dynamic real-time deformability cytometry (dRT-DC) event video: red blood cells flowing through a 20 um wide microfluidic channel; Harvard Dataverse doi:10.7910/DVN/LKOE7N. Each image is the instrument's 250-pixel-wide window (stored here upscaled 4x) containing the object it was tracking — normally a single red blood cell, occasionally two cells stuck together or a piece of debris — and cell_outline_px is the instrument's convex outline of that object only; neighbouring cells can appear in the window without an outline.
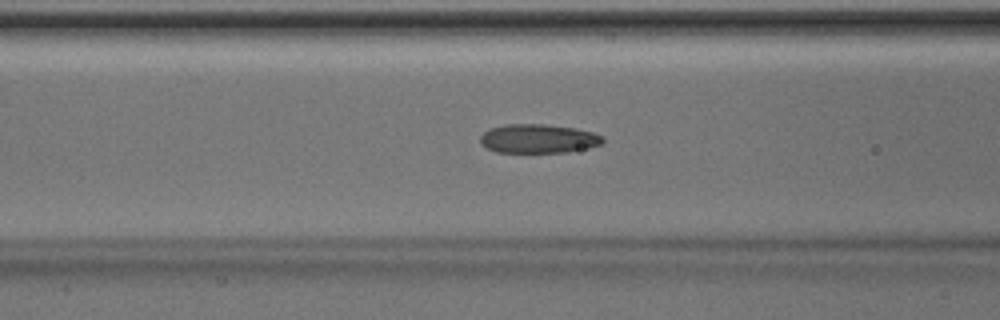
{"species": "Egyptian fruit bat (a non-hibernating species)", "species_latin": "Rousettus aegyptiacus", "temperature_condition": "room temperature", "stored_images_in_passage": 40, "camera_frame_rate_fps": 3000, "um_per_image_px": 0.085, "animal": {"sex": "male"}, "frame": {"image": 1, "passage_image": 19, "time_ms": 6.0, "image_size_px": [1000, 320], "cell_outline_px": [[604, 144], [588, 148], [568, 152], [496, 152], [480, 144], [480, 136], [484, 132], [492, 128], [508, 124], [544, 124], [576, 128], [592, 132], [604, 136]], "centroid_in_image_um": [45.8, 11.79], "position_along_channel_um": 120.8, "area_um2": 20.75}}
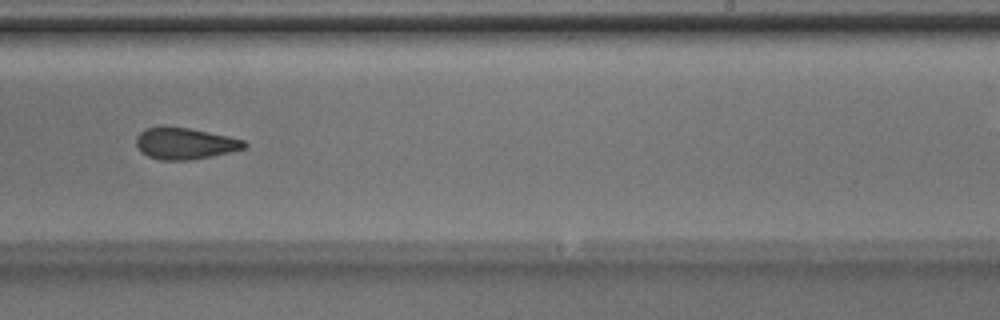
{"frame": {"image": 2, "passage_image": 30, "time_ms": 9.667, "image_size_px": [1000, 320], "cell_outline_px": [[248, 144], [244, 148], [232, 152], [212, 156], [188, 160], [160, 160], [148, 156], [140, 152], [136, 144], [136, 136], [144, 128], [164, 124], [188, 128], [228, 136], [244, 140]], "centroid_in_image_um": [15.67, 12.17], "position_along_channel_um": 273.3, "area_um2": 20.23}}
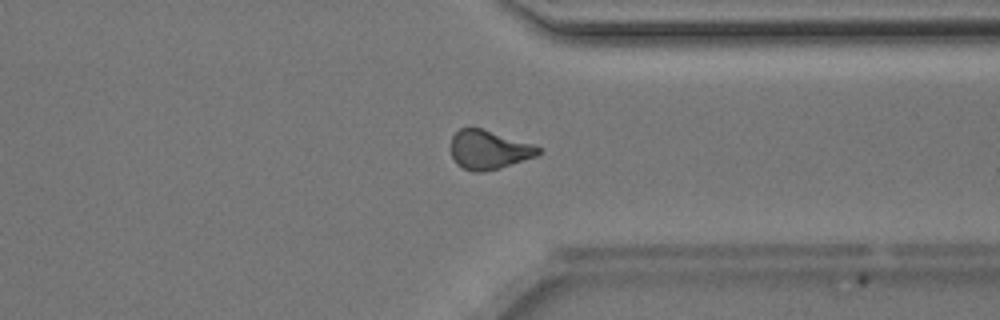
{"frame": {"image": 3, "passage_image": 37, "time_ms": 12.0, "image_size_px": [1000, 320], "cell_outline_px": [[540, 152], [536, 156], [500, 168], [484, 172], [472, 172], [456, 164], [452, 156], [452, 136], [460, 128], [480, 128], [532, 144], [540, 148]], "centroid_in_image_um": [41.53, 12.75], "position_along_channel_um": 369.9, "area_um2": 19.54}}